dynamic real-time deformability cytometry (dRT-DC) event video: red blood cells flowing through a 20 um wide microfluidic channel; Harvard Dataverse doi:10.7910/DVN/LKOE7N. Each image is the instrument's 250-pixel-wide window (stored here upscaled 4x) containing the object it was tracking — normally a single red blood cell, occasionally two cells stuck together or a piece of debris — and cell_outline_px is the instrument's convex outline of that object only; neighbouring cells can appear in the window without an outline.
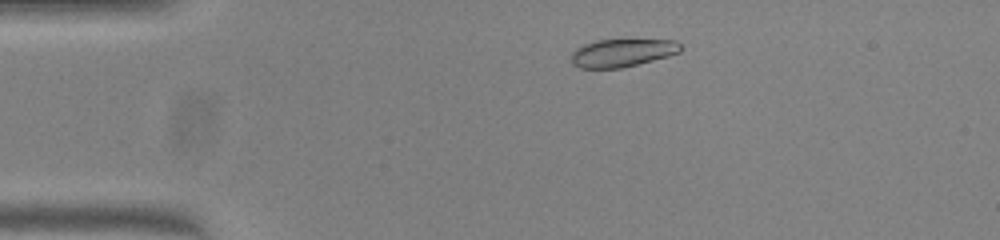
{"species": "common noctule bat (a hibernating species)", "species_latin": "Nyctalus noctula", "temperature_condition": "warm", "stored_images_in_passage": 43, "camera_frame_rate_fps": 3000, "um_per_image_px": 0.085, "animal": {"sex": "female", "body_mass_g": 23.0, "forearm_length_mm": 53.4}, "frame": {"image": 1, "passage_image": 2, "time_ms": 0.333, "image_size_px": [1000, 240], "cell_outline_px": [[684, 48], [680, 52], [668, 56], [620, 68], [580, 68], [572, 64], [572, 52], [576, 48], [584, 44], [596, 40], [676, 40]], "centroid_in_image_um": [52.89, 4.48], "position_along_channel_um": 32.1, "area_um2": 17.69}}
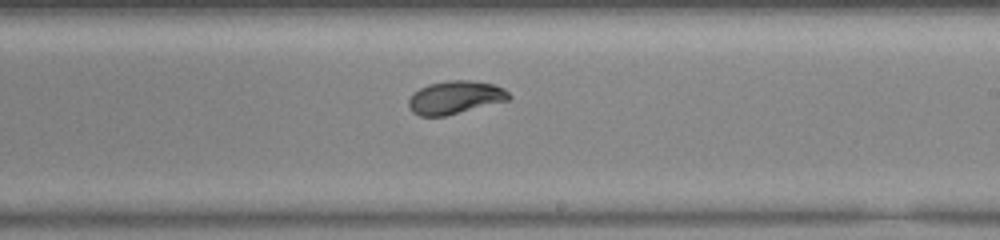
{"frame": {"image": 2, "passage_image": 22, "time_ms": 7.0, "image_size_px": [1000, 240], "cell_outline_px": [[512, 96], [508, 100], [444, 116], [420, 116], [412, 112], [408, 104], [408, 100], [412, 92], [428, 84], [448, 80], [472, 80], [492, 84], [504, 88]], "centroid_in_image_um": [38.66, 8.27], "position_along_channel_um": 250.3, "area_um2": 19.31}}
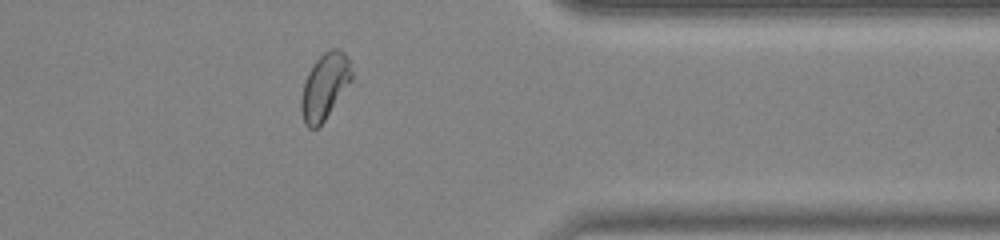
{"frame": {"image": 3, "passage_image": 33, "time_ms": 10.667, "image_size_px": [1000, 240], "cell_outline_px": [[352, 80], [324, 120], [316, 128], [308, 128], [304, 124], [300, 112], [300, 100], [304, 80], [312, 64], [324, 52], [332, 48], [340, 48], [348, 56], [352, 72]], "centroid_in_image_um": [27.58, 7.32], "position_along_channel_um": 383.8, "area_um2": 19.54}, "authors_computed_cell_mechanics": {"area_um2": 19.1318, "velocity_mm_per_s": 4.0151, "shape_relaxation_time_tau1_ms": 2.3413, "shape_relaxation_time_tau2_ms": null, "deformation_change_tau1": 0.1442, "deformation_change_tau2": null}}